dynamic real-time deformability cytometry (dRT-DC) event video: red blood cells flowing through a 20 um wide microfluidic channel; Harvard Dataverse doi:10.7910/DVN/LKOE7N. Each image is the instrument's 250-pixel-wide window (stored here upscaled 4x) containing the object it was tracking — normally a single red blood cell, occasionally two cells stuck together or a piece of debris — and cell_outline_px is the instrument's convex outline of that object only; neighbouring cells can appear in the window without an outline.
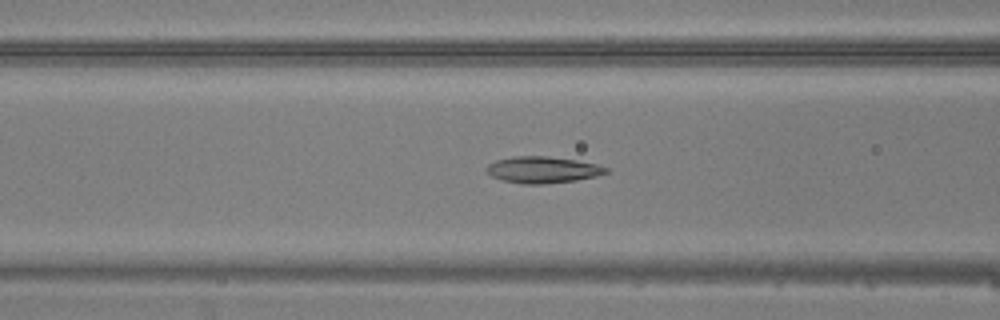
{"species": "common noctule bat (a hibernating species)", "species_latin": "Nyctalus noctula", "temperature_condition": "warm", "stored_images_in_passage": 39, "camera_frame_rate_fps": 3000, "um_per_image_px": 0.085, "animal": {"sex": "male", "body_mass_g": 20.5, "forearm_length_mm": 52.5}, "frame": {"image": 1, "passage_image": 11, "time_ms": 3.333, "image_size_px": [1000, 320], "cell_outline_px": [[608, 172], [596, 176], [576, 180], [544, 184], [524, 184], [504, 180], [492, 176], [484, 172], [484, 168], [488, 164], [496, 160], [516, 156], [548, 156], [576, 160], [596, 164], [608, 168]], "centroid_in_image_um": [46.09, 14.43], "position_along_channel_um": 120.5, "area_um2": 18.44}}
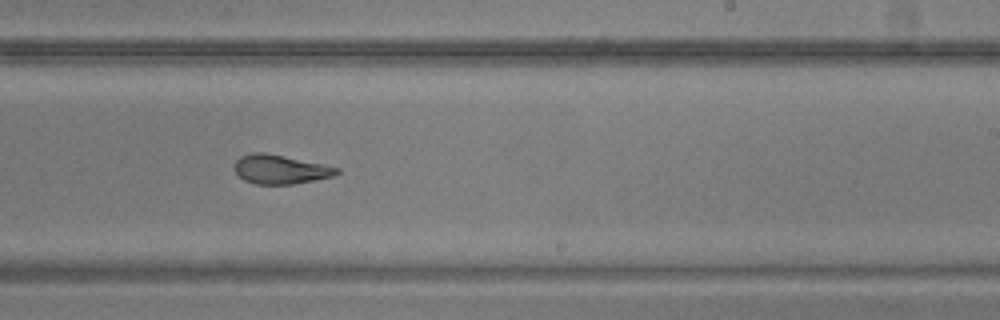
{"frame": {"image": 2, "passage_image": 21, "time_ms": 6.667, "image_size_px": [1000, 320], "cell_outline_px": [[340, 172], [332, 176], [292, 184], [256, 184], [244, 180], [236, 172], [236, 160], [240, 156], [252, 152], [264, 152], [340, 168]], "centroid_in_image_um": [23.8, 14.39], "position_along_channel_um": 265.2, "area_um2": 16.94}}
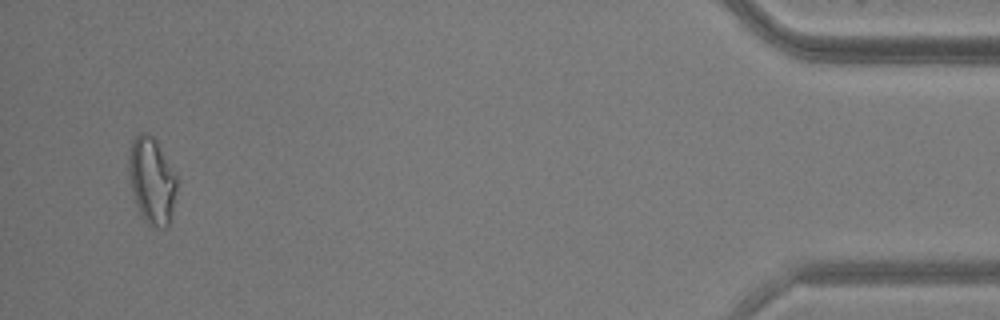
{"frame": {"image": 3, "passage_image": 37, "time_ms": 12.0, "image_size_px": [1000, 320], "cell_outline_px": [[176, 192], [172, 212], [168, 224], [164, 228], [160, 228], [148, 224], [144, 220], [140, 212], [128, 176], [128, 148], [132, 140], [140, 132], [148, 132], [156, 140], [176, 176]], "centroid_in_image_um": [12.88, 15.3], "position_along_channel_um": 422.3, "area_um2": 23.99}}